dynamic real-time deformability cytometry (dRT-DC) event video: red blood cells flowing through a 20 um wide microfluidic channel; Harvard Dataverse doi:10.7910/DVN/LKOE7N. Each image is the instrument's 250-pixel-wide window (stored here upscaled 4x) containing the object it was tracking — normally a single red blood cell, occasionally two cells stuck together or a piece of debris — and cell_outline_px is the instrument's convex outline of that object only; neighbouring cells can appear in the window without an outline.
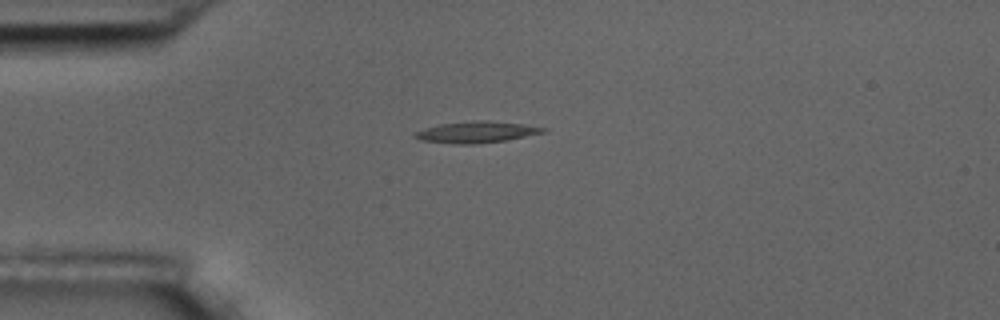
{"species": "common noctule bat (a hibernating species)", "species_latin": "Nyctalus noctula", "temperature_condition": "room temperature", "stored_images_in_passage": 43, "camera_frame_rate_fps": 3000, "um_per_image_px": 0.085, "animal": {"sex": "male", "body_mass_g": 17.5, "forearm_length_mm": 52.3}, "frame": {"image": 1, "passage_image": 1, "time_ms": 0.0, "image_size_px": [1000, 320], "cell_outline_px": [[548, 132], [504, 140], [472, 144], [456, 144], [420, 140], [412, 136], [416, 132], [424, 128], [440, 124], [472, 120], [488, 120], [524, 124], [548, 128]], "centroid_in_image_um": [40.52, 11.21], "position_along_channel_um": 44.5, "area_um2": 16.01}}
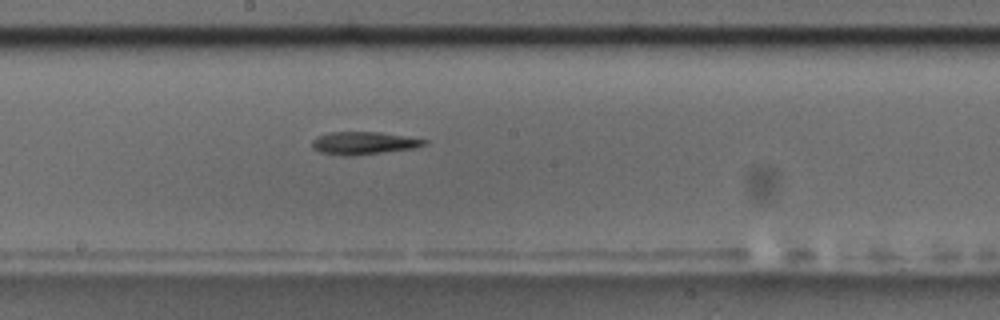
{"frame": {"image": 2, "passage_image": 17, "time_ms": 5.333, "image_size_px": [1000, 320], "cell_outline_px": [[428, 144], [412, 148], [352, 156], [344, 156], [320, 152], [312, 148], [312, 140], [320, 136], [332, 132], [380, 132], [428, 140]], "centroid_in_image_um": [30.9, 12.16], "position_along_channel_um": 217.3, "area_um2": 14.62}}
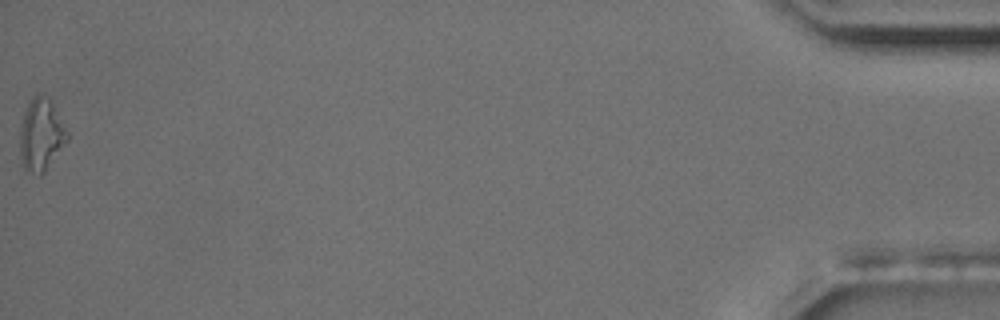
{"frame": {"image": 3, "passage_image": 43, "time_ms": 14.0, "image_size_px": [1000, 320], "cell_outline_px": [[68, 140], [44, 172], [40, 176], [24, 168], [20, 156], [20, 124], [24, 112], [32, 96], [40, 96], [52, 100], [68, 132]], "centroid_in_image_um": [3.49, 11.46], "position_along_channel_um": 431.7, "area_um2": 19.77}}